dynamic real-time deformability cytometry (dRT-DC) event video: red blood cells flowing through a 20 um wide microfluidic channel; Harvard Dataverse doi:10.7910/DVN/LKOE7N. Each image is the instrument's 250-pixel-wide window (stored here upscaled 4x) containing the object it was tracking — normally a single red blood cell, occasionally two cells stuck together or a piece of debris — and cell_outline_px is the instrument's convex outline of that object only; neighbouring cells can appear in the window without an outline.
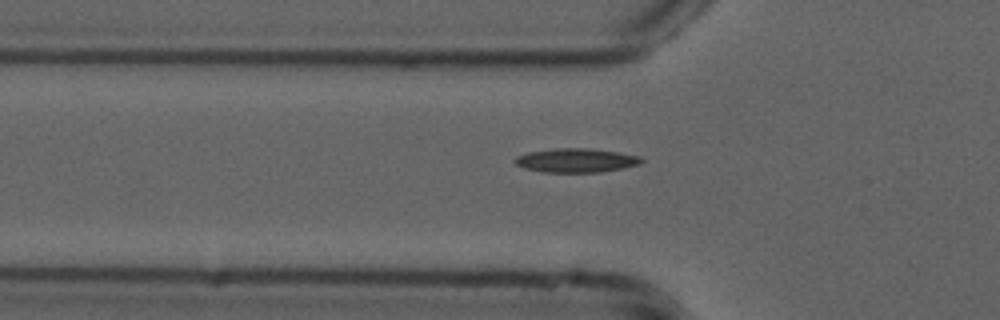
{"species": "common noctule bat (a hibernating species)", "species_latin": "Nyctalus noctula", "temperature_condition": "cold", "stored_images_in_passage": 37, "camera_frame_rate_fps": 3000, "um_per_image_px": 0.085, "animal": {"sex": "male", "forearm_length_mm": 52.5}, "frame": {"image": 1, "passage_image": 7, "time_ms": 2.0, "image_size_px": [1000, 320], "cell_outline_px": [[644, 160], [640, 164], [624, 168], [600, 172], [544, 172], [524, 168], [516, 164], [512, 160], [516, 156], [528, 152], [556, 148], [588, 148], [616, 152], [640, 156]], "centroid_in_image_um": [48.96, 13.63], "position_along_channel_um": 76.8, "area_um2": 17.69}}
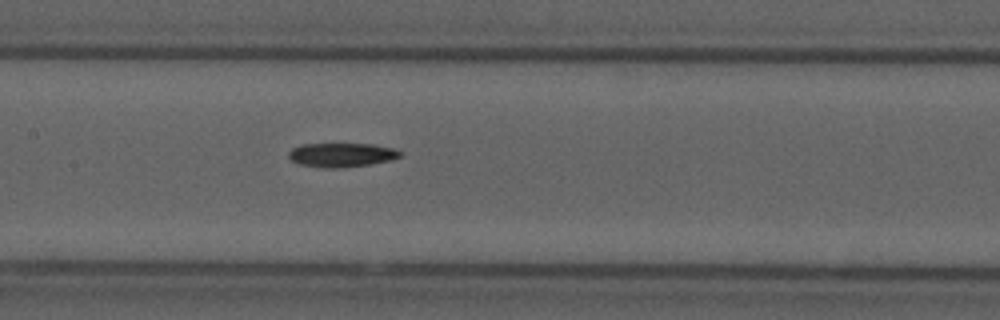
{"frame": {"image": 2, "passage_image": 15, "time_ms": 4.667, "image_size_px": [1000, 320], "cell_outline_px": [[400, 156], [392, 160], [344, 168], [324, 168], [300, 164], [292, 160], [288, 156], [288, 152], [292, 148], [300, 144], [372, 144], [392, 148], [400, 152]], "centroid_in_image_um": [29.0, 13.17], "position_along_channel_um": 178.4, "area_um2": 15.55}}
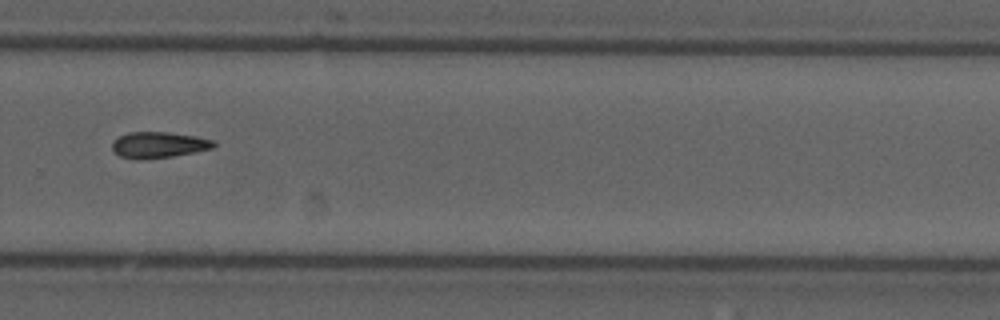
{"frame": {"image": 3, "passage_image": 26, "time_ms": 8.333, "image_size_px": [1000, 320], "cell_outline_px": [[216, 144], [212, 148], [172, 156], [140, 160], [120, 156], [112, 148], [112, 144], [120, 136], [128, 132], [168, 132], [196, 136], [216, 140]], "centroid_in_image_um": [13.51, 12.31], "position_along_channel_um": 316.3, "area_um2": 15.26}}